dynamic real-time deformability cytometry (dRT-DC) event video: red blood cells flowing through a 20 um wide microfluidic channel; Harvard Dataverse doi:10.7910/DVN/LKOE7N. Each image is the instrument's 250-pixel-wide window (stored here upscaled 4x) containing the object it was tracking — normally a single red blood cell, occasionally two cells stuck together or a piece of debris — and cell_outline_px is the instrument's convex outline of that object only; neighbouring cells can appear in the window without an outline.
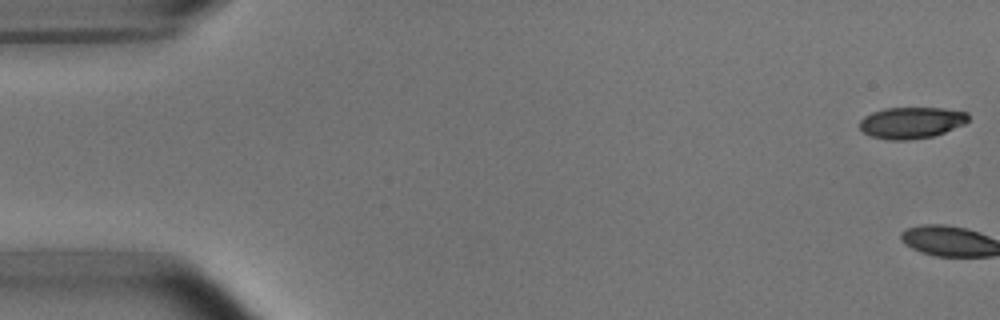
{"species": "common noctule bat (a hibernating species)", "species_latin": "Nyctalus noctula", "temperature_condition": "room temperature", "stored_images_in_passage": 3, "camera_frame_rate_fps": 3000, "um_per_image_px": 0.085, "animal": {"sex": "male", "body_mass_g": 15.6}, "frame": {"image": 1, "passage_image": 1, "time_ms": 0.0, "image_size_px": [1000, 320], "cell_outline_px": [[968, 120], [964, 124], [944, 132], [932, 136], [908, 140], [892, 140], [872, 136], [864, 132], [860, 128], [860, 120], [864, 116], [872, 112], [884, 108], [944, 108], [968, 112]], "centroid_in_image_um": [77.47, 10.42], "position_along_channel_um": 7.5, "area_um2": 19.77}}